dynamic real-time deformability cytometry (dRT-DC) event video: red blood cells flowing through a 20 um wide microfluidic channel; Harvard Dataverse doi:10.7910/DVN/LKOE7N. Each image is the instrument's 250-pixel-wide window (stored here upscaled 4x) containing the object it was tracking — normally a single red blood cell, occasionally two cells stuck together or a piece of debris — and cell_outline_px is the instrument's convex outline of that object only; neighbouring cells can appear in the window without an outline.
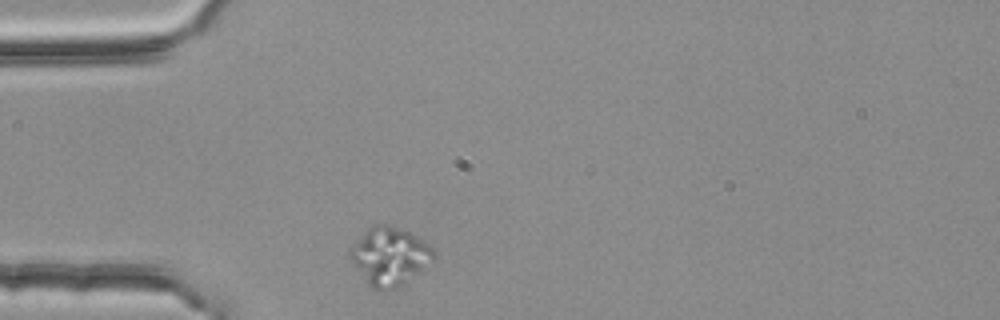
{"species": "common noctule bat (a hibernating species)", "species_latin": "Nyctalus noctula", "temperature_condition": "room temperature", "stored_images_in_passage": 32, "camera_frame_rate_fps": 3000, "um_per_image_px": 0.085, "animal": {"sex": "female", "body_mass_g": 25.1}, "frame": {"image": 1, "passage_image": 1, "time_ms": 0.0, "image_size_px": [1000, 320], "cell_outline_px": [[436, 260], [400, 288], [384, 292], [380, 292], [372, 288], [368, 284], [348, 256], [348, 252], [364, 232], [368, 228], [376, 224], [388, 224], [408, 232], [416, 236], [428, 244], [436, 252]], "centroid_in_image_um": [33.16, 21.83], "position_along_channel_um": 51.8, "area_um2": 28.55}}
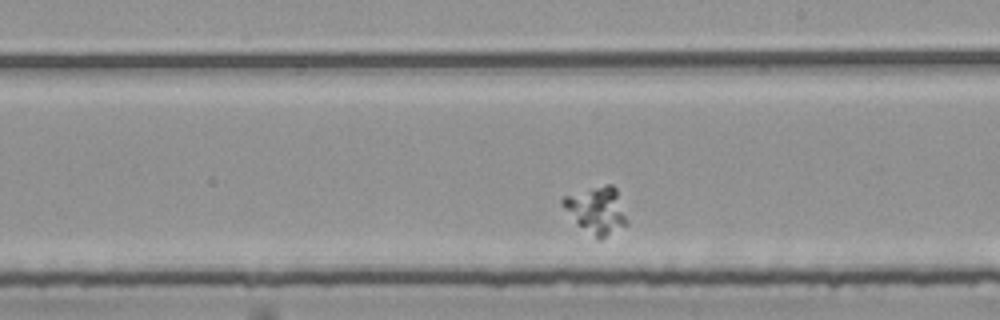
{"frame": {"image": 2, "passage_image": 18, "time_ms": 5.667, "image_size_px": [1000, 320], "cell_outline_px": [[628, 224], [600, 240], [596, 240], [560, 204], [560, 200], [564, 196], [604, 184], [612, 184], [616, 188]], "centroid_in_image_um": [50.72, 17.86], "position_along_channel_um": 238.3, "area_um2": 17.11}}
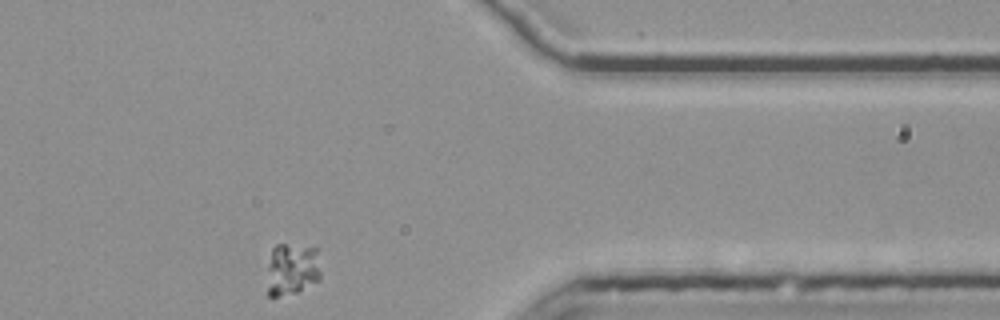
{"frame": {"image": 3, "passage_image": 32, "time_ms": 10.333, "image_size_px": [1000, 320], "cell_outline_px": [[320, 280], [296, 292], [276, 296], [268, 296], [268, 264], [272, 248], [276, 244], [284, 244], [316, 248], [320, 272]], "centroid_in_image_um": [24.81, 22.87], "position_along_channel_um": 386.6, "area_um2": 16.18}}